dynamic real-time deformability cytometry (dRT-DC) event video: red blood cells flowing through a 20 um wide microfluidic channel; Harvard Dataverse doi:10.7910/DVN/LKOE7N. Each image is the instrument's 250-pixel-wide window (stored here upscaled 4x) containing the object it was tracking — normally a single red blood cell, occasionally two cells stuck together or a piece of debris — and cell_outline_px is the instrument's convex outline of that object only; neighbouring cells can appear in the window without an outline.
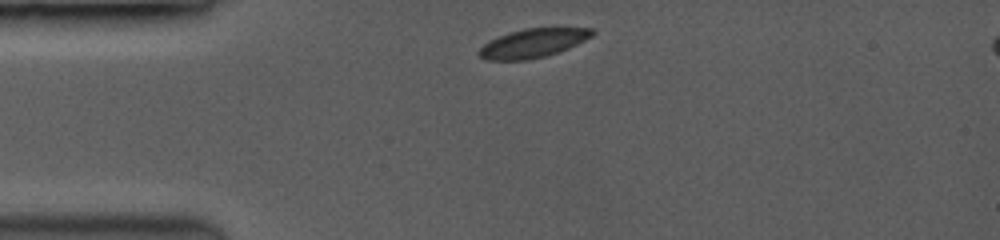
{"species": "common noctule bat (a hibernating species)", "species_latin": "Nyctalus noctula", "temperature_condition": "room temperature", "stored_images_in_passage": 11, "camera_frame_rate_fps": 3500, "um_per_image_px": 0.085, "animal": {"sex": "female", "body_mass_g": 19.0, "forearm_length_mm": 53.3}, "frame": {"image": 1, "passage_image": 1, "time_ms": 0.0, "image_size_px": [1000, 240], "cell_outline_px": [[596, 32], [592, 36], [568, 48], [544, 56], [524, 60], [488, 60], [480, 56], [480, 48], [484, 44], [500, 36], [524, 28], [592, 28]], "centroid_in_image_um": [45.33, 3.66], "position_along_channel_um": 39.7, "area_um2": 18.5}}
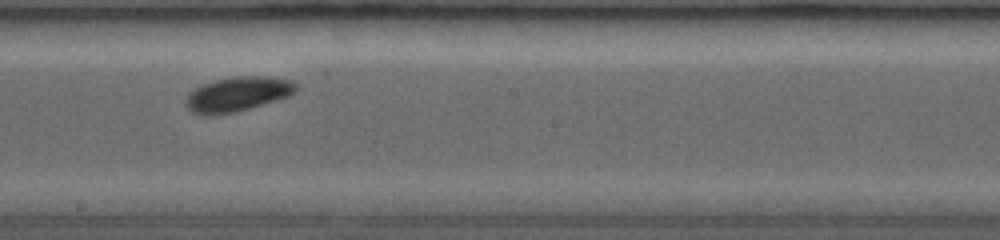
{"frame": {"image": 2, "passage_image": 6, "time_ms": 5.429, "image_size_px": [1000, 240], "cell_outline_px": [[296, 88], [288, 96], [232, 112], [192, 112], [188, 108], [188, 96], [196, 88], [204, 84], [216, 80], [236, 76], [264, 76], [288, 80], [296, 84]], "centroid_in_image_um": [20.24, 7.94], "position_along_channel_um": 228.0, "area_um2": 20.63}}
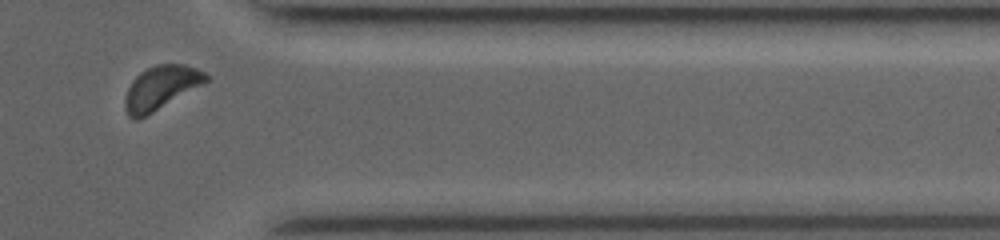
{"frame": {"image": 3, "passage_image": 10, "time_ms": 9.714, "image_size_px": [1000, 240], "cell_outline_px": [[208, 80], [204, 84], [152, 112], [136, 120], [132, 120], [128, 116], [124, 108], [124, 100], [128, 88], [132, 80], [140, 72], [156, 64], [184, 64], [196, 68], [204, 72], [208, 76]], "centroid_in_image_um": [13.65, 7.45], "position_along_channel_um": 397.7, "area_um2": 20.46}}